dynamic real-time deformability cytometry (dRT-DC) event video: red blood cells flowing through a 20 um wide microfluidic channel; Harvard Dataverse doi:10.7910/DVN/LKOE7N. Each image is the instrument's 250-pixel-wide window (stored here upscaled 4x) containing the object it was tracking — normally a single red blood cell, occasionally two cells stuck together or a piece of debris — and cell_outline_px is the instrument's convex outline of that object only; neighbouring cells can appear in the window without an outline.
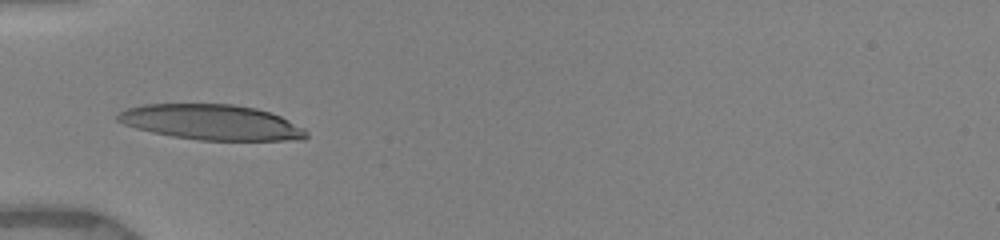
{"species": "human", "species_latin": "Homo sapiens", "temperature_condition": "warm", "stored_images_in_passage": 21, "camera_frame_rate_fps": 3000, "um_per_image_px": 0.085, "donor": {"sex": "female"}, "frame": {"image": 1, "passage_image": 1, "time_ms": 0.0, "image_size_px": [1000, 240], "cell_outline_px": [[308, 136], [304, 140], [200, 140], [172, 136], [152, 132], [136, 128], [124, 124], [116, 120], [116, 116], [120, 112], [128, 108], [144, 104], [232, 104], [256, 108], [280, 116], [304, 128], [308, 132]], "centroid_in_image_um": [17.99, 10.39], "position_along_channel_um": 67.0, "area_um2": 38.73}}
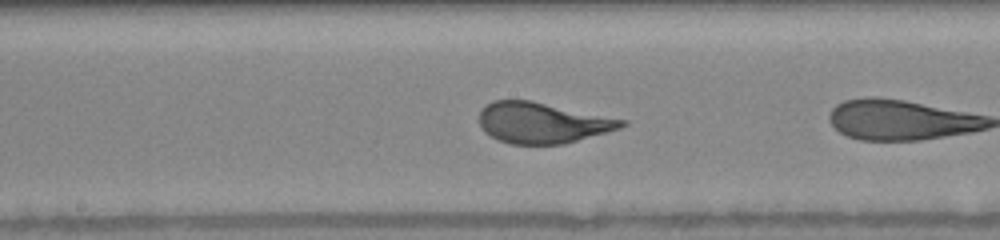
{"frame": {"image": 2, "passage_image": 19, "time_ms": 2.667, "image_size_px": [1000, 240], "cell_outline_px": [[628, 124], [620, 128], [564, 144], [512, 144], [500, 140], [484, 132], [480, 124], [480, 108], [492, 100], [532, 100], [628, 120]], "centroid_in_image_um": [46.11, 10.42], "position_along_channel_um": 202.1, "area_um2": 33.93}}